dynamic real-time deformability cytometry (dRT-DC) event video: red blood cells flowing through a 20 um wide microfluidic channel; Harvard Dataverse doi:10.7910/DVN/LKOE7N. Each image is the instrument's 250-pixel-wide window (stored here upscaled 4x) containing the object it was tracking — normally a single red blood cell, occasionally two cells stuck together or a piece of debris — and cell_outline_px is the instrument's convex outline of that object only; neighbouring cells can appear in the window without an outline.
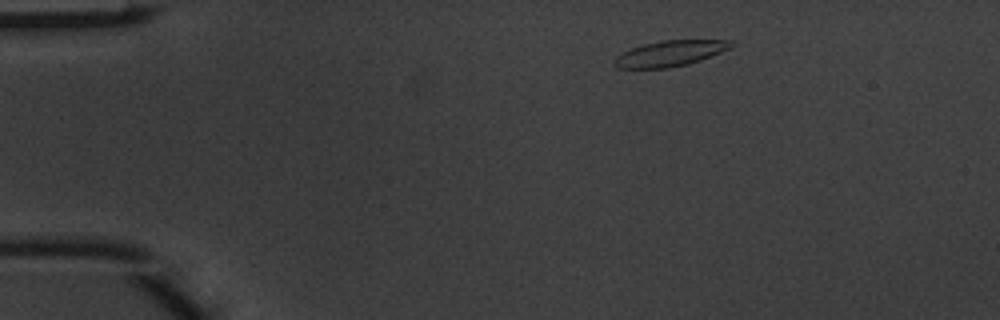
{"species": "common noctule bat (a hibernating species)", "species_latin": "Nyctalus noctula", "temperature_condition": "warm", "stored_images_in_passage": 3, "camera_frame_rate_fps": 3000, "um_per_image_px": 0.085, "animal": {"sex": "male", "body_mass_g": 20.1, "forearm_length_mm": 53.5}, "frame": {"image": 1, "passage_image": 1, "time_ms": 0.0, "image_size_px": [1000, 320], "cell_outline_px": [[736, 44], [720, 52], [700, 60], [688, 64], [668, 68], [620, 68], [612, 60], [616, 56], [632, 48], [644, 44], [660, 40], [732, 40]], "centroid_in_image_um": [56.96, 4.53], "position_along_channel_um": 28.0, "area_um2": 17.28}}